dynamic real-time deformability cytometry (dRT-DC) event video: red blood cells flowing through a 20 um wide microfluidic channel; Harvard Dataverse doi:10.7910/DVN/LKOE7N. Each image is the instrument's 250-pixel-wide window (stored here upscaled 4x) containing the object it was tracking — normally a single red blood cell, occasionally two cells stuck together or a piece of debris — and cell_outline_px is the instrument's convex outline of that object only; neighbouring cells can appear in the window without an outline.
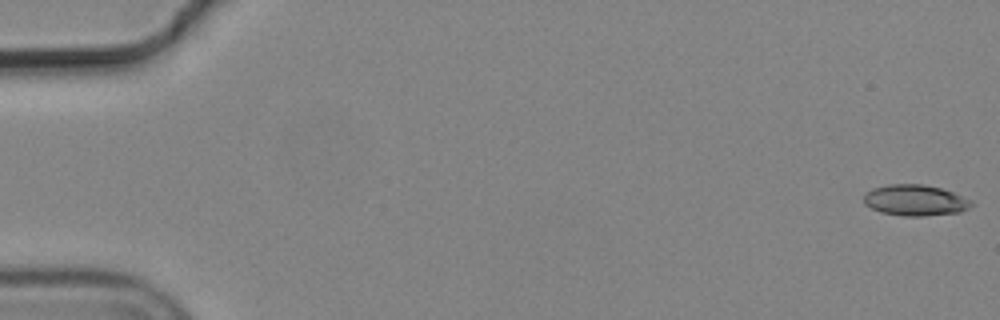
{"species": "common noctule bat (a hibernating species)", "species_latin": "Nyctalus noctula", "temperature_condition": "cold", "stored_images_in_passage": 11, "camera_frame_rate_fps": 3000, "um_per_image_px": 0.085, "animal": {"sex": "male", "body_mass_g": 19.2, "forearm_length_mm": 51.8}, "frame": {"image": 1, "passage_image": 1, "time_ms": 0.0, "image_size_px": [1000, 320], "cell_outline_px": [[972, 204], [968, 208], [960, 212], [924, 216], [904, 216], [880, 212], [864, 204], [864, 192], [872, 188], [888, 184], [924, 184], [940, 188], [952, 192], [972, 200]], "centroid_in_image_um": [77.76, 17.02], "position_along_channel_um": 7.2, "area_um2": 19.48}}